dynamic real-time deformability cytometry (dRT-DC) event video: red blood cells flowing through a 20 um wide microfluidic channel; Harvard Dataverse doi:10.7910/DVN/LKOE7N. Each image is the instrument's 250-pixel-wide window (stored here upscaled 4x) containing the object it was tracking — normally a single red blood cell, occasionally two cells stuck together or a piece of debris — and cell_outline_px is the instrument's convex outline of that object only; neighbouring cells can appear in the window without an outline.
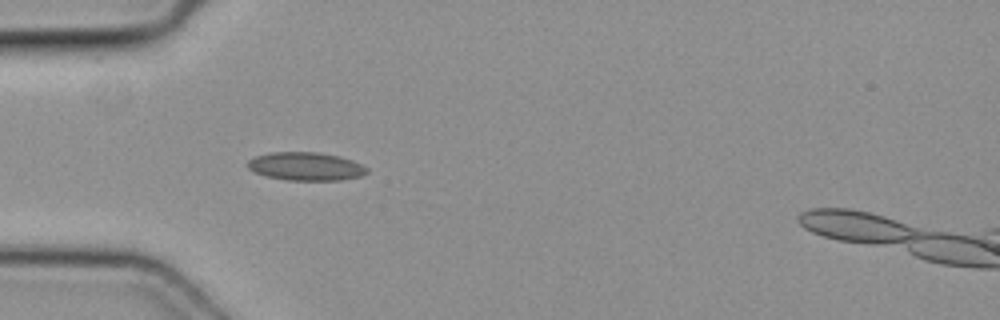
{"species": "common noctule bat (a hibernating species)", "species_latin": "Nyctalus noctula", "temperature_condition": "cold", "stored_images_in_passage": 3, "camera_frame_rate_fps": 3000, "um_per_image_px": 0.085, "animal": {"sex": "female", "body_mass_g": 19.3, "forearm_length_mm": 54.1}, "frame": {"image": 1, "passage_image": 3, "time_ms": 0.667, "image_size_px": [1000, 320], "cell_outline_px": [[368, 172], [360, 176], [340, 180], [284, 180], [268, 176], [256, 172], [248, 168], [248, 160], [256, 156], [272, 152], [316, 152], [340, 156], [352, 160], [368, 168]], "centroid_in_image_um": [26.01, 14.14], "position_along_channel_um": 59.0, "area_um2": 19.48}}